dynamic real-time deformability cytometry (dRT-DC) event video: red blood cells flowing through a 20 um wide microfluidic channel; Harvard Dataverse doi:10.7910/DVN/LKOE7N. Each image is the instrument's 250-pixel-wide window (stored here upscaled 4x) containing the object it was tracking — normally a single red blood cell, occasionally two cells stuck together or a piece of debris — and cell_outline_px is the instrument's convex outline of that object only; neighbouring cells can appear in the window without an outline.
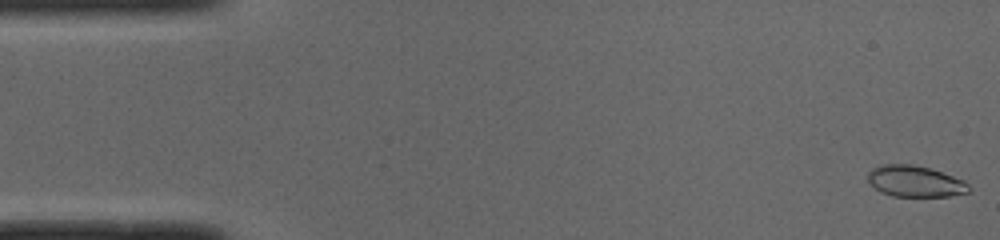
{"species": "common noctule bat (a hibernating species)", "species_latin": "Nyctalus noctula", "temperature_condition": "cold", "stored_images_in_passage": 9, "camera_frame_rate_fps": 3000, "um_per_image_px": 0.085, "animal": {"sex": "male", "body_mass_g": 19.0, "forearm_length_mm": 50.8}, "frame": {"image": 1, "passage_image": 1, "time_ms": 0.0, "image_size_px": [1000, 240], "cell_outline_px": [[972, 188], [968, 192], [948, 196], [892, 196], [880, 192], [868, 180], [868, 172], [872, 168], [880, 164], [912, 164], [928, 168], [964, 180]], "centroid_in_image_um": [77.77, 15.41], "position_along_channel_um": 7.2, "area_um2": 18.26}}